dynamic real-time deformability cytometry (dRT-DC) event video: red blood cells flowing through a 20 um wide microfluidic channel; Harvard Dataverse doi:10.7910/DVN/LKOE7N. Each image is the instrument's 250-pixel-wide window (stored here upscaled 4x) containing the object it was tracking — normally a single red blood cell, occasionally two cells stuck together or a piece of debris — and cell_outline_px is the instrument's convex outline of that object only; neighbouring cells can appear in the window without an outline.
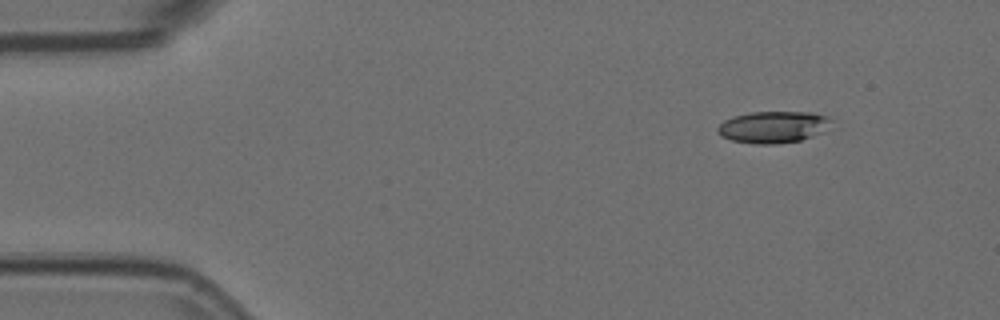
{"species": "Egyptian fruit bat (a non-hibernating species)", "species_latin": "Rousettus aegyptiacus", "temperature_condition": "room temperature", "stored_images_in_passage": 4, "camera_frame_rate_fps": 3000, "um_per_image_px": 0.085, "animal": {"sex": "female"}, "frame": {"image": 1, "passage_image": 2, "time_ms": 0.333, "image_size_px": [1000, 320], "cell_outline_px": [[836, 128], [800, 140], [776, 144], [760, 144], [732, 140], [720, 136], [716, 128], [724, 120], [732, 116], [752, 112], [812, 112], [828, 116], [832, 120]], "centroid_in_image_um": [65.81, 10.79], "position_along_channel_um": 19.2, "area_um2": 21.44}}
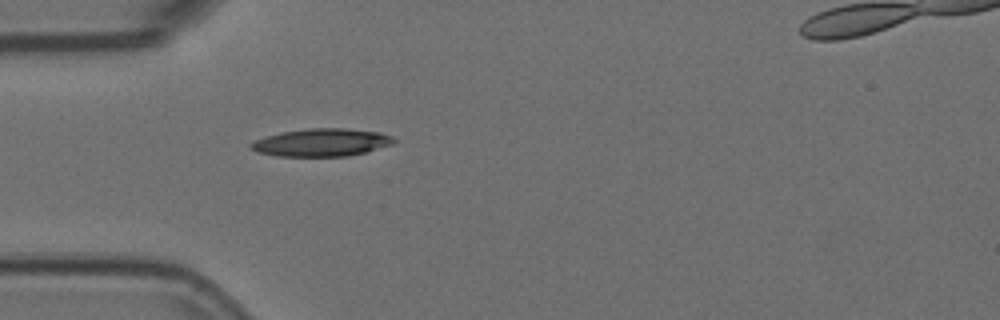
{"frame": {"image": 2, "passage_image": 4, "time_ms": 1.0, "image_size_px": [1000, 320], "cell_outline_px": [[396, 140], [392, 144], [364, 152], [348, 156], [276, 156], [256, 152], [248, 148], [248, 144], [256, 140], [280, 132], [308, 128], [344, 128], [380, 132], [392, 136]], "centroid_in_image_um": [27.29, 12.11], "position_along_channel_um": 57.7, "area_um2": 23.12}}